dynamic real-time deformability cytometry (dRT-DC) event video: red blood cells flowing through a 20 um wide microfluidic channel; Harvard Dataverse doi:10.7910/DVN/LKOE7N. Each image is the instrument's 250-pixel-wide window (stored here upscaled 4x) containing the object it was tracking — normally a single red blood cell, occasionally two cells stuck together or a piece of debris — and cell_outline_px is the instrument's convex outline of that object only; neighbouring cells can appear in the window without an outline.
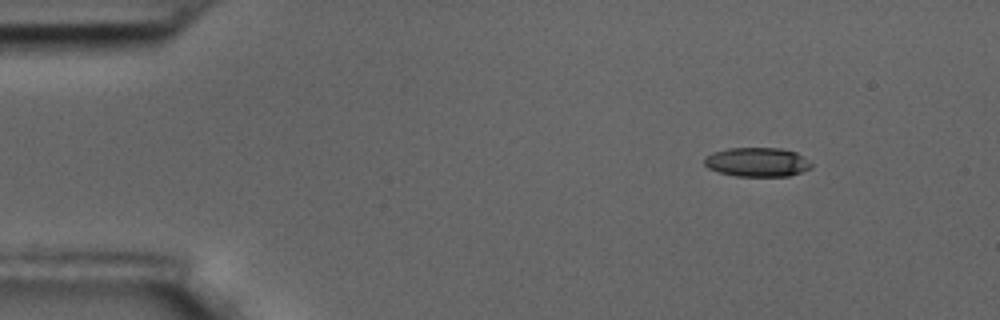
{"species": "common noctule bat (a hibernating species)", "species_latin": "Nyctalus noctula", "temperature_condition": "room temperature", "stored_images_in_passage": 5, "segment_of_instrument_passage": [1, 2], "camera_frame_rate_fps": 3000, "um_per_image_px": 0.085, "animal": {"sex": "male", "body_mass_g": 17.5, "forearm_length_mm": 52.3}, "frame": {"image": 1, "passage_image": 1, "time_ms": 0.0, "image_size_px": [1000, 320], "cell_outline_px": [[812, 168], [788, 176], [736, 176], [720, 172], [708, 168], [704, 164], [704, 160], [712, 152], [728, 148], [780, 148], [796, 152], [812, 164]], "centroid_in_image_um": [64.36, 13.77], "position_along_channel_um": 20.6, "area_um2": 18.03}}
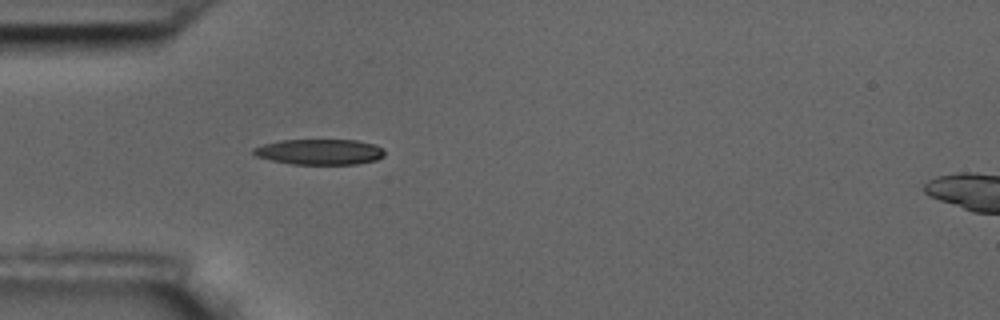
{"frame": {"image": 2, "passage_image": 4, "time_ms": 1.0, "image_size_px": [1000, 320], "cell_outline_px": [[384, 156], [376, 160], [356, 164], [292, 164], [272, 160], [256, 156], [252, 152], [252, 148], [264, 144], [280, 140], [356, 140], [376, 144], [384, 148]], "centroid_in_image_um": [27.19, 12.9], "position_along_channel_um": 57.8, "area_um2": 19.59}}